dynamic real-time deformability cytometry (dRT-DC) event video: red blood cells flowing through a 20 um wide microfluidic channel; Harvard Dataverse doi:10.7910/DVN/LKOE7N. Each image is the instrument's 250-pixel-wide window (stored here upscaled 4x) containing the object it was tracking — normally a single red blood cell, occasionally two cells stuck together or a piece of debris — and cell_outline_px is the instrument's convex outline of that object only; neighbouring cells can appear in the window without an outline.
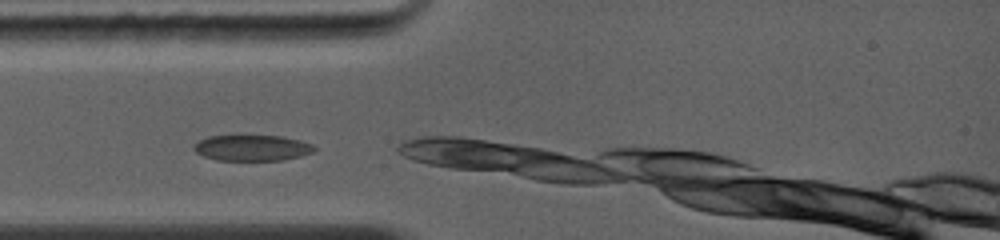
{"species": "common noctule bat (a hibernating species)", "species_latin": "Nyctalus noctula", "temperature_condition": "warm", "stored_images_in_passage": 40, "camera_frame_rate_fps": 5000, "um_per_image_px": 0.085, "animal": {"sex": "female", "body_mass_g": 19.0, "forearm_length_mm": 56.7}, "frame": {"image": 1, "passage_image": 1, "time_ms": 0.0, "image_size_px": [1000, 240], "cell_outline_px": [[316, 148], [312, 152], [300, 156], [280, 160], [216, 160], [204, 156], [196, 152], [192, 148], [192, 144], [208, 136], [280, 136], [300, 140], [312, 144]], "centroid_in_image_um": [21.39, 12.57], "position_along_channel_um": 63.6, "area_um2": 18.03}}
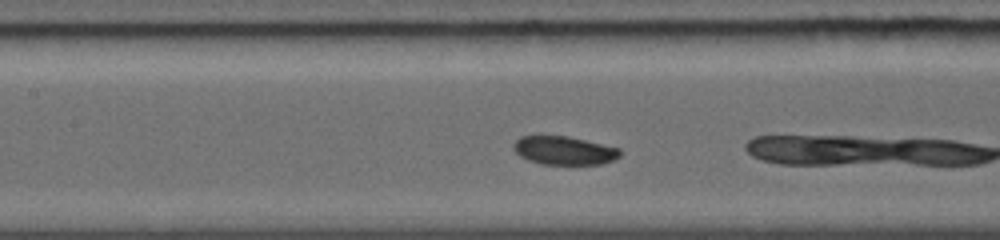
{"frame": {"image": 2, "passage_image": 8, "time_ms": 2.2, "image_size_px": [1000, 240], "cell_outline_px": [[620, 156], [616, 160], [604, 164], [540, 164], [528, 160], [520, 156], [512, 148], [512, 144], [520, 136], [568, 136], [620, 148]], "centroid_in_image_um": [47.96, 12.8], "position_along_channel_um": 159.4, "area_um2": 17.8}}
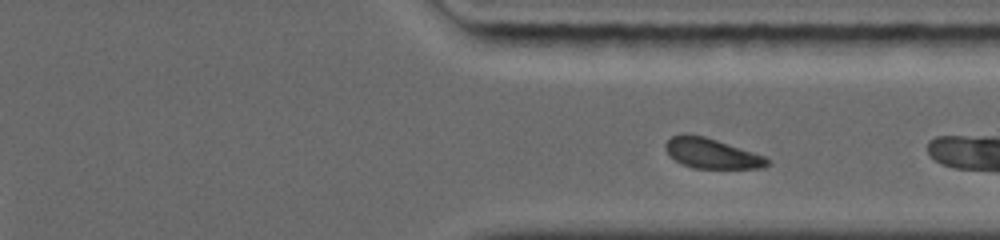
{"frame": {"image": 3, "passage_image": 32, "time_ms": 6.6, "image_size_px": [1000, 240], "cell_outline_px": [[768, 164], [764, 168], [692, 168], [680, 164], [668, 156], [664, 148], [664, 144], [672, 136], [704, 136], [764, 156], [768, 160]], "centroid_in_image_um": [60.44, 13.07], "position_along_channel_um": 351.0, "area_um2": 17.46}}